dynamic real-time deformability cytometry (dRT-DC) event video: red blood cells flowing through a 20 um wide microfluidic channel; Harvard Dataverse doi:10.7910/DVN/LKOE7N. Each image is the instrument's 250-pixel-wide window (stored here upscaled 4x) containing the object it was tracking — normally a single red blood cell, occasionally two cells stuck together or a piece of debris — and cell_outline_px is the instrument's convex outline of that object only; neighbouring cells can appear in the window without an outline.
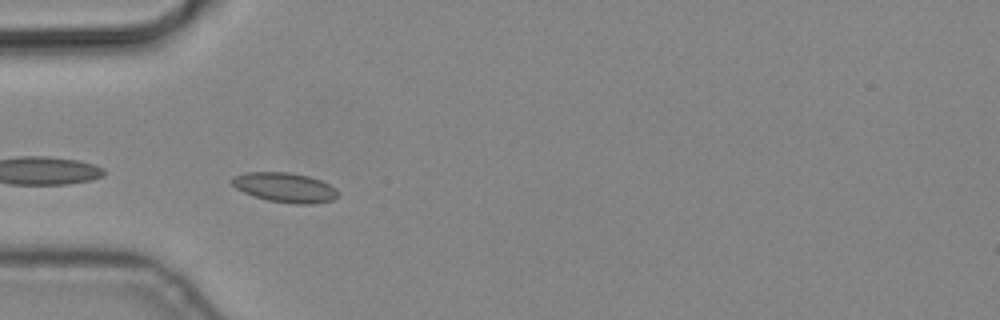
{"species": "common noctule bat (a hibernating species)", "species_latin": "Nyctalus noctula", "temperature_condition": "cold", "stored_images_in_passage": 5, "camera_frame_rate_fps": 3000, "um_per_image_px": 0.085, "animal": {"sex": "male", "body_mass_g": 19.2, "forearm_length_mm": 51.8}, "frame": {"image": 1, "passage_image": 4, "time_ms": 1.0, "image_size_px": [1000, 320], "cell_outline_px": [[340, 196], [332, 200], [316, 204], [296, 204], [268, 200], [252, 196], [236, 188], [232, 184], [232, 176], [248, 172], [288, 172], [308, 176], [320, 180], [336, 188], [340, 192]], "centroid_in_image_um": [24.25, 15.94], "position_along_channel_um": 60.7, "area_um2": 18.44}}